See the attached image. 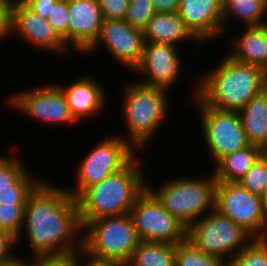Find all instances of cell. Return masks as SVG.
<instances>
[{
	"mask_svg": "<svg viewBox=\"0 0 267 266\" xmlns=\"http://www.w3.org/2000/svg\"><path fill=\"white\" fill-rule=\"evenodd\" d=\"M23 230L27 233L21 232L16 244L26 234L34 258L65 255L82 248V237H79L82 226L76 199L64 186L45 180L27 199Z\"/></svg>",
	"mask_w": 267,
	"mask_h": 266,
	"instance_id": "cell-1",
	"label": "cell"
},
{
	"mask_svg": "<svg viewBox=\"0 0 267 266\" xmlns=\"http://www.w3.org/2000/svg\"><path fill=\"white\" fill-rule=\"evenodd\" d=\"M221 64L200 76L193 87L195 103H205L225 111L239 112L254 96L267 88V72L258 66L241 63L228 53Z\"/></svg>",
	"mask_w": 267,
	"mask_h": 266,
	"instance_id": "cell-2",
	"label": "cell"
},
{
	"mask_svg": "<svg viewBox=\"0 0 267 266\" xmlns=\"http://www.w3.org/2000/svg\"><path fill=\"white\" fill-rule=\"evenodd\" d=\"M140 162L135 156L121 170L86 188L76 198L82 227L94 219L129 214L147 187Z\"/></svg>",
	"mask_w": 267,
	"mask_h": 266,
	"instance_id": "cell-3",
	"label": "cell"
},
{
	"mask_svg": "<svg viewBox=\"0 0 267 266\" xmlns=\"http://www.w3.org/2000/svg\"><path fill=\"white\" fill-rule=\"evenodd\" d=\"M123 116L128 132L127 142L138 152L151 142L167 118L168 92L137 81L123 86Z\"/></svg>",
	"mask_w": 267,
	"mask_h": 266,
	"instance_id": "cell-4",
	"label": "cell"
},
{
	"mask_svg": "<svg viewBox=\"0 0 267 266\" xmlns=\"http://www.w3.org/2000/svg\"><path fill=\"white\" fill-rule=\"evenodd\" d=\"M211 174L200 179H169L156 191L147 183V188L157 197L165 210L188 228L194 221L215 209L217 181L213 172Z\"/></svg>",
	"mask_w": 267,
	"mask_h": 266,
	"instance_id": "cell-5",
	"label": "cell"
},
{
	"mask_svg": "<svg viewBox=\"0 0 267 266\" xmlns=\"http://www.w3.org/2000/svg\"><path fill=\"white\" fill-rule=\"evenodd\" d=\"M82 249L92 256L124 266L140 239L130 214L89 221L82 227Z\"/></svg>",
	"mask_w": 267,
	"mask_h": 266,
	"instance_id": "cell-6",
	"label": "cell"
},
{
	"mask_svg": "<svg viewBox=\"0 0 267 266\" xmlns=\"http://www.w3.org/2000/svg\"><path fill=\"white\" fill-rule=\"evenodd\" d=\"M135 152L125 137H104L77 163L76 186L66 187L67 192L76 199L86 188L100 183L125 167L135 156L138 157Z\"/></svg>",
	"mask_w": 267,
	"mask_h": 266,
	"instance_id": "cell-7",
	"label": "cell"
},
{
	"mask_svg": "<svg viewBox=\"0 0 267 266\" xmlns=\"http://www.w3.org/2000/svg\"><path fill=\"white\" fill-rule=\"evenodd\" d=\"M187 239L203 253L229 263L253 237L214 209L187 228Z\"/></svg>",
	"mask_w": 267,
	"mask_h": 266,
	"instance_id": "cell-8",
	"label": "cell"
},
{
	"mask_svg": "<svg viewBox=\"0 0 267 266\" xmlns=\"http://www.w3.org/2000/svg\"><path fill=\"white\" fill-rule=\"evenodd\" d=\"M215 210L253 238H267V208L260 196L252 194L238 182H216Z\"/></svg>",
	"mask_w": 267,
	"mask_h": 266,
	"instance_id": "cell-9",
	"label": "cell"
},
{
	"mask_svg": "<svg viewBox=\"0 0 267 266\" xmlns=\"http://www.w3.org/2000/svg\"><path fill=\"white\" fill-rule=\"evenodd\" d=\"M206 147L215 165L225 156L250 145L239 112L196 103Z\"/></svg>",
	"mask_w": 267,
	"mask_h": 266,
	"instance_id": "cell-10",
	"label": "cell"
},
{
	"mask_svg": "<svg viewBox=\"0 0 267 266\" xmlns=\"http://www.w3.org/2000/svg\"><path fill=\"white\" fill-rule=\"evenodd\" d=\"M140 241L176 245L187 238V227L162 206L146 187L129 212Z\"/></svg>",
	"mask_w": 267,
	"mask_h": 266,
	"instance_id": "cell-11",
	"label": "cell"
},
{
	"mask_svg": "<svg viewBox=\"0 0 267 266\" xmlns=\"http://www.w3.org/2000/svg\"><path fill=\"white\" fill-rule=\"evenodd\" d=\"M28 89L11 94L7 105L39 122L66 125L77 122L70 113L62 90L56 84Z\"/></svg>",
	"mask_w": 267,
	"mask_h": 266,
	"instance_id": "cell-12",
	"label": "cell"
},
{
	"mask_svg": "<svg viewBox=\"0 0 267 266\" xmlns=\"http://www.w3.org/2000/svg\"><path fill=\"white\" fill-rule=\"evenodd\" d=\"M99 45L132 72L141 61L145 41L143 32L132 28L124 19H104L97 39L84 54L94 53Z\"/></svg>",
	"mask_w": 267,
	"mask_h": 266,
	"instance_id": "cell-13",
	"label": "cell"
},
{
	"mask_svg": "<svg viewBox=\"0 0 267 266\" xmlns=\"http://www.w3.org/2000/svg\"><path fill=\"white\" fill-rule=\"evenodd\" d=\"M178 52L176 45L145 42L141 61L132 72L146 75L139 83L169 91L181 77L183 62Z\"/></svg>",
	"mask_w": 267,
	"mask_h": 266,
	"instance_id": "cell-14",
	"label": "cell"
},
{
	"mask_svg": "<svg viewBox=\"0 0 267 266\" xmlns=\"http://www.w3.org/2000/svg\"><path fill=\"white\" fill-rule=\"evenodd\" d=\"M12 34L34 48L54 54H69L64 41L53 30L47 19L42 18L26 5H13ZM68 50V51H67Z\"/></svg>",
	"mask_w": 267,
	"mask_h": 266,
	"instance_id": "cell-15",
	"label": "cell"
},
{
	"mask_svg": "<svg viewBox=\"0 0 267 266\" xmlns=\"http://www.w3.org/2000/svg\"><path fill=\"white\" fill-rule=\"evenodd\" d=\"M68 8V49L83 55L99 35L104 20L100 5L98 0H68Z\"/></svg>",
	"mask_w": 267,
	"mask_h": 266,
	"instance_id": "cell-16",
	"label": "cell"
},
{
	"mask_svg": "<svg viewBox=\"0 0 267 266\" xmlns=\"http://www.w3.org/2000/svg\"><path fill=\"white\" fill-rule=\"evenodd\" d=\"M177 13L201 44L225 34L223 0H180Z\"/></svg>",
	"mask_w": 267,
	"mask_h": 266,
	"instance_id": "cell-17",
	"label": "cell"
},
{
	"mask_svg": "<svg viewBox=\"0 0 267 266\" xmlns=\"http://www.w3.org/2000/svg\"><path fill=\"white\" fill-rule=\"evenodd\" d=\"M57 86L62 90L70 113L77 122L94 115L96 117V114L102 112V108L106 109L107 93L94 77L81 76L76 80L74 78L68 86H62L61 83Z\"/></svg>",
	"mask_w": 267,
	"mask_h": 266,
	"instance_id": "cell-18",
	"label": "cell"
},
{
	"mask_svg": "<svg viewBox=\"0 0 267 266\" xmlns=\"http://www.w3.org/2000/svg\"><path fill=\"white\" fill-rule=\"evenodd\" d=\"M145 42L176 45L185 40L201 42L177 12H156L143 31Z\"/></svg>",
	"mask_w": 267,
	"mask_h": 266,
	"instance_id": "cell-19",
	"label": "cell"
},
{
	"mask_svg": "<svg viewBox=\"0 0 267 266\" xmlns=\"http://www.w3.org/2000/svg\"><path fill=\"white\" fill-rule=\"evenodd\" d=\"M245 28L239 38H234V49L228 55L238 62L261 67L267 72V24Z\"/></svg>",
	"mask_w": 267,
	"mask_h": 266,
	"instance_id": "cell-20",
	"label": "cell"
},
{
	"mask_svg": "<svg viewBox=\"0 0 267 266\" xmlns=\"http://www.w3.org/2000/svg\"><path fill=\"white\" fill-rule=\"evenodd\" d=\"M239 115L249 143L263 149L267 145V88L249 100Z\"/></svg>",
	"mask_w": 267,
	"mask_h": 266,
	"instance_id": "cell-21",
	"label": "cell"
},
{
	"mask_svg": "<svg viewBox=\"0 0 267 266\" xmlns=\"http://www.w3.org/2000/svg\"><path fill=\"white\" fill-rule=\"evenodd\" d=\"M263 153L260 146L252 145L223 157L214 167L216 181L237 182Z\"/></svg>",
	"mask_w": 267,
	"mask_h": 266,
	"instance_id": "cell-22",
	"label": "cell"
},
{
	"mask_svg": "<svg viewBox=\"0 0 267 266\" xmlns=\"http://www.w3.org/2000/svg\"><path fill=\"white\" fill-rule=\"evenodd\" d=\"M124 266H175V245L140 241Z\"/></svg>",
	"mask_w": 267,
	"mask_h": 266,
	"instance_id": "cell-23",
	"label": "cell"
},
{
	"mask_svg": "<svg viewBox=\"0 0 267 266\" xmlns=\"http://www.w3.org/2000/svg\"><path fill=\"white\" fill-rule=\"evenodd\" d=\"M265 15L267 16V0H223V24L230 17H237L236 20L244 23V27L264 25L267 24Z\"/></svg>",
	"mask_w": 267,
	"mask_h": 266,
	"instance_id": "cell-24",
	"label": "cell"
},
{
	"mask_svg": "<svg viewBox=\"0 0 267 266\" xmlns=\"http://www.w3.org/2000/svg\"><path fill=\"white\" fill-rule=\"evenodd\" d=\"M175 266H228V263L203 253L186 238L175 245Z\"/></svg>",
	"mask_w": 267,
	"mask_h": 266,
	"instance_id": "cell-25",
	"label": "cell"
},
{
	"mask_svg": "<svg viewBox=\"0 0 267 266\" xmlns=\"http://www.w3.org/2000/svg\"><path fill=\"white\" fill-rule=\"evenodd\" d=\"M30 175L26 171L14 184L0 188V205H26L30 194L42 182Z\"/></svg>",
	"mask_w": 267,
	"mask_h": 266,
	"instance_id": "cell-26",
	"label": "cell"
},
{
	"mask_svg": "<svg viewBox=\"0 0 267 266\" xmlns=\"http://www.w3.org/2000/svg\"><path fill=\"white\" fill-rule=\"evenodd\" d=\"M228 266H267V238H253Z\"/></svg>",
	"mask_w": 267,
	"mask_h": 266,
	"instance_id": "cell-27",
	"label": "cell"
},
{
	"mask_svg": "<svg viewBox=\"0 0 267 266\" xmlns=\"http://www.w3.org/2000/svg\"><path fill=\"white\" fill-rule=\"evenodd\" d=\"M124 20L134 29L144 31L156 13L152 0H129Z\"/></svg>",
	"mask_w": 267,
	"mask_h": 266,
	"instance_id": "cell-28",
	"label": "cell"
},
{
	"mask_svg": "<svg viewBox=\"0 0 267 266\" xmlns=\"http://www.w3.org/2000/svg\"><path fill=\"white\" fill-rule=\"evenodd\" d=\"M266 180V152H263L248 172L237 182L252 194L260 196L265 187Z\"/></svg>",
	"mask_w": 267,
	"mask_h": 266,
	"instance_id": "cell-29",
	"label": "cell"
},
{
	"mask_svg": "<svg viewBox=\"0 0 267 266\" xmlns=\"http://www.w3.org/2000/svg\"><path fill=\"white\" fill-rule=\"evenodd\" d=\"M24 211L25 205H0V230L17 239L22 232Z\"/></svg>",
	"mask_w": 267,
	"mask_h": 266,
	"instance_id": "cell-30",
	"label": "cell"
},
{
	"mask_svg": "<svg viewBox=\"0 0 267 266\" xmlns=\"http://www.w3.org/2000/svg\"><path fill=\"white\" fill-rule=\"evenodd\" d=\"M47 21L53 27V30L64 41L68 48V25H69V8L68 0H59L51 14L47 18Z\"/></svg>",
	"mask_w": 267,
	"mask_h": 266,
	"instance_id": "cell-31",
	"label": "cell"
},
{
	"mask_svg": "<svg viewBox=\"0 0 267 266\" xmlns=\"http://www.w3.org/2000/svg\"><path fill=\"white\" fill-rule=\"evenodd\" d=\"M20 157H11L0 168V188L8 187L14 184L26 171L25 163H22Z\"/></svg>",
	"mask_w": 267,
	"mask_h": 266,
	"instance_id": "cell-32",
	"label": "cell"
},
{
	"mask_svg": "<svg viewBox=\"0 0 267 266\" xmlns=\"http://www.w3.org/2000/svg\"><path fill=\"white\" fill-rule=\"evenodd\" d=\"M129 0H98L103 19L123 20Z\"/></svg>",
	"mask_w": 267,
	"mask_h": 266,
	"instance_id": "cell-33",
	"label": "cell"
},
{
	"mask_svg": "<svg viewBox=\"0 0 267 266\" xmlns=\"http://www.w3.org/2000/svg\"><path fill=\"white\" fill-rule=\"evenodd\" d=\"M13 4L10 0H0V40L12 35ZM11 35V36H10Z\"/></svg>",
	"mask_w": 267,
	"mask_h": 266,
	"instance_id": "cell-34",
	"label": "cell"
},
{
	"mask_svg": "<svg viewBox=\"0 0 267 266\" xmlns=\"http://www.w3.org/2000/svg\"><path fill=\"white\" fill-rule=\"evenodd\" d=\"M32 266H76V250L60 256L35 257Z\"/></svg>",
	"mask_w": 267,
	"mask_h": 266,
	"instance_id": "cell-35",
	"label": "cell"
},
{
	"mask_svg": "<svg viewBox=\"0 0 267 266\" xmlns=\"http://www.w3.org/2000/svg\"><path fill=\"white\" fill-rule=\"evenodd\" d=\"M16 245V238L8 232L0 230V264L10 261L16 256L12 252Z\"/></svg>",
	"mask_w": 267,
	"mask_h": 266,
	"instance_id": "cell-36",
	"label": "cell"
},
{
	"mask_svg": "<svg viewBox=\"0 0 267 266\" xmlns=\"http://www.w3.org/2000/svg\"><path fill=\"white\" fill-rule=\"evenodd\" d=\"M58 1L59 0H30L25 5L42 18L47 19L53 10V6H55Z\"/></svg>",
	"mask_w": 267,
	"mask_h": 266,
	"instance_id": "cell-37",
	"label": "cell"
},
{
	"mask_svg": "<svg viewBox=\"0 0 267 266\" xmlns=\"http://www.w3.org/2000/svg\"><path fill=\"white\" fill-rule=\"evenodd\" d=\"M80 254L81 255L83 254L85 257L87 256L88 259L85 260L86 264L81 262V260L84 259L81 257ZM81 263L84 265H82ZM76 266H118V265L110 260H105L102 258L92 256L91 254L86 253L82 248H80L76 250Z\"/></svg>",
	"mask_w": 267,
	"mask_h": 266,
	"instance_id": "cell-38",
	"label": "cell"
},
{
	"mask_svg": "<svg viewBox=\"0 0 267 266\" xmlns=\"http://www.w3.org/2000/svg\"><path fill=\"white\" fill-rule=\"evenodd\" d=\"M155 12H177L180 0H152Z\"/></svg>",
	"mask_w": 267,
	"mask_h": 266,
	"instance_id": "cell-39",
	"label": "cell"
},
{
	"mask_svg": "<svg viewBox=\"0 0 267 266\" xmlns=\"http://www.w3.org/2000/svg\"><path fill=\"white\" fill-rule=\"evenodd\" d=\"M0 266H32V262L30 260V262L28 261H24L22 259V257H14L12 260L1 263Z\"/></svg>",
	"mask_w": 267,
	"mask_h": 266,
	"instance_id": "cell-40",
	"label": "cell"
},
{
	"mask_svg": "<svg viewBox=\"0 0 267 266\" xmlns=\"http://www.w3.org/2000/svg\"><path fill=\"white\" fill-rule=\"evenodd\" d=\"M266 167H267V153H266ZM263 205L267 208V180L265 187L260 195Z\"/></svg>",
	"mask_w": 267,
	"mask_h": 266,
	"instance_id": "cell-41",
	"label": "cell"
},
{
	"mask_svg": "<svg viewBox=\"0 0 267 266\" xmlns=\"http://www.w3.org/2000/svg\"><path fill=\"white\" fill-rule=\"evenodd\" d=\"M13 5H25L30 0H10Z\"/></svg>",
	"mask_w": 267,
	"mask_h": 266,
	"instance_id": "cell-42",
	"label": "cell"
},
{
	"mask_svg": "<svg viewBox=\"0 0 267 266\" xmlns=\"http://www.w3.org/2000/svg\"><path fill=\"white\" fill-rule=\"evenodd\" d=\"M11 157H6V156H2L0 155V168L10 159Z\"/></svg>",
	"mask_w": 267,
	"mask_h": 266,
	"instance_id": "cell-43",
	"label": "cell"
},
{
	"mask_svg": "<svg viewBox=\"0 0 267 266\" xmlns=\"http://www.w3.org/2000/svg\"><path fill=\"white\" fill-rule=\"evenodd\" d=\"M263 152L267 153V145L263 148Z\"/></svg>",
	"mask_w": 267,
	"mask_h": 266,
	"instance_id": "cell-44",
	"label": "cell"
}]
</instances>
